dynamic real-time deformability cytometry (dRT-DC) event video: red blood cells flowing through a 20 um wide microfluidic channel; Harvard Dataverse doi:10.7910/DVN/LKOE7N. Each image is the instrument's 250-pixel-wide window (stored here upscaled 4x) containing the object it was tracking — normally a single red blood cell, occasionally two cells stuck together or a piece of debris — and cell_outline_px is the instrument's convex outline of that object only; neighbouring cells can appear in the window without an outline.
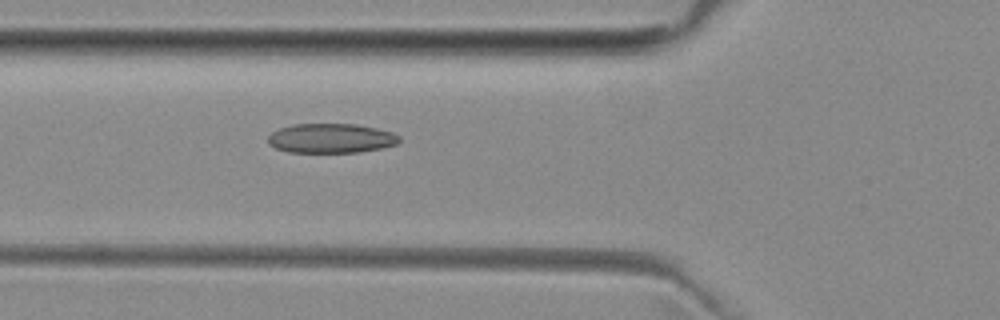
{"species": "common noctule bat (a hibernating species)", "species_latin": "Nyctalus noctula", "temperature_condition": "room temperature", "stored_images_in_passage": 5, "camera_frame_rate_fps": 3000, "um_per_image_px": 0.085, "animal": {"sex": "female", "body_mass_g": 29.2, "forearm_length_mm": 56.3}, "frame": {"image": 1, "passage_image": 5, "time_ms": 4.667, "image_size_px": [1000, 320], "cell_outline_px": [[400, 140], [396, 144], [380, 148], [360, 152], [288, 152], [276, 148], [268, 144], [268, 136], [272, 132], [280, 128], [292, 124], [356, 124], [376, 128], [392, 132], [400, 136]], "centroid_in_image_um": [28.12, 11.75], "position_along_channel_um": 97.7, "area_um2": 22.54}}